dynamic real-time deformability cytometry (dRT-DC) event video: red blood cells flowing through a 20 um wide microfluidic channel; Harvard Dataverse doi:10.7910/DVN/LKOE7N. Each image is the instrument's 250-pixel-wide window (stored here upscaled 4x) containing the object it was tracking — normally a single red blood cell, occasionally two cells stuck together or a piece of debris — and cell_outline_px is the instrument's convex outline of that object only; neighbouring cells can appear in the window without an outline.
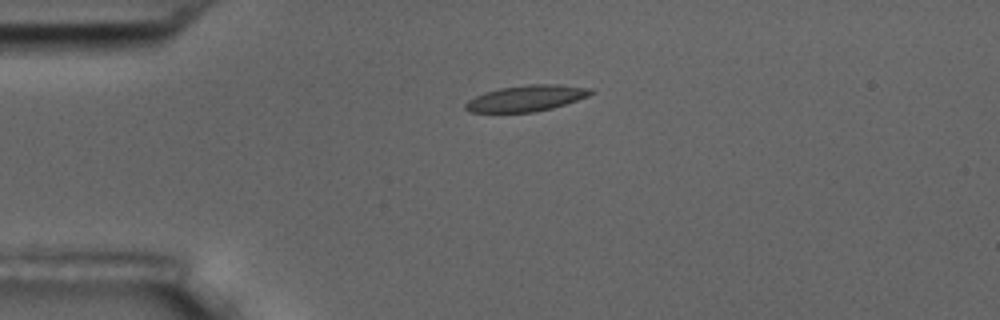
{"species": "common noctule bat (a hibernating species)", "species_latin": "Nyctalus noctula", "temperature_condition": "room temperature", "stored_images_in_passage": 3, "camera_frame_rate_fps": 3000, "um_per_image_px": 0.085, "animal": {"sex": "male", "body_mass_g": 17.5, "forearm_length_mm": 52.3}, "frame": {"image": 1, "passage_image": 1, "time_ms": 0.0, "image_size_px": [1000, 320], "cell_outline_px": [[596, 92], [588, 96], [552, 108], [536, 112], [468, 112], [464, 108], [464, 104], [468, 100], [484, 92], [500, 88], [528, 84], [560, 84], [592, 88]], "centroid_in_image_um": [44.75, 8.34], "position_along_channel_um": 40.3, "area_um2": 19.13}}